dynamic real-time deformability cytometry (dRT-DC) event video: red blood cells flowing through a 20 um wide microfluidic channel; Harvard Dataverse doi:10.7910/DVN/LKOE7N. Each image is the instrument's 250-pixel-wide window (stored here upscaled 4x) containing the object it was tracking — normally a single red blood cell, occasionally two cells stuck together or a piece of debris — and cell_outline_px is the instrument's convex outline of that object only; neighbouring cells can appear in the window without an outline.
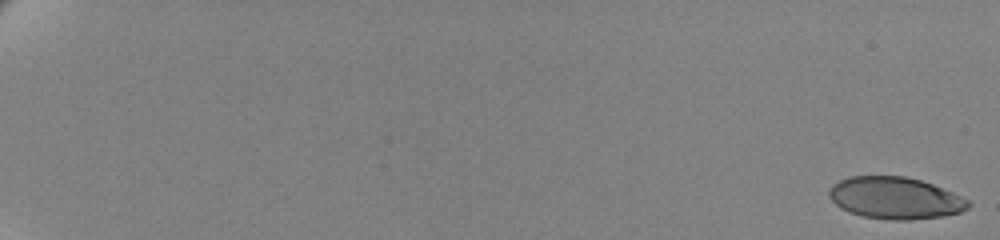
{"species": "human", "species_latin": "Homo sapiens", "temperature_condition": "cold", "stored_images_in_passage": 62, "camera_frame_rate_fps": 3000, "um_per_image_px": 0.085, "donor": {"sex": "female"}, "frame": {"image": 1, "passage_image": 1, "time_ms": 0.0, "image_size_px": [1000, 240], "cell_outline_px": [[972, 204], [968, 208], [960, 212], [940, 216], [908, 220], [892, 220], [864, 216], [848, 212], [840, 208], [828, 196], [828, 192], [832, 184], [848, 176], [904, 176], [920, 180], [932, 184], [952, 192], [968, 200]], "centroid_in_image_um": [76.06, 16.82], "position_along_channel_um": 8.9, "area_um2": 33.87}}
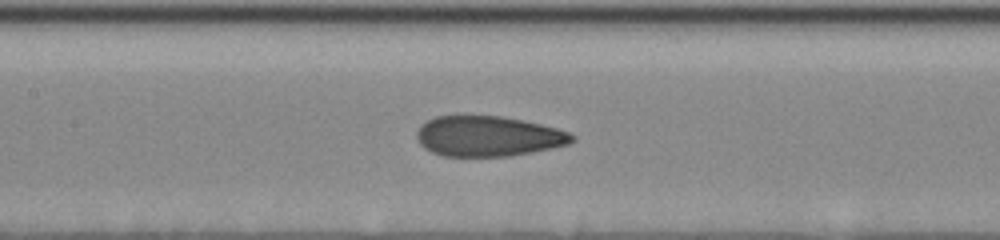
{"frame": {"image": 2, "passage_image": 34, "time_ms": 11.0, "image_size_px": [1000, 240], "cell_outline_px": [[576, 140], [568, 144], [532, 152], [512, 156], [444, 156], [432, 152], [424, 148], [420, 144], [416, 136], [416, 132], [420, 124], [436, 116], [500, 116], [524, 120], [556, 128], [568, 132], [576, 136]], "centroid_in_image_um": [41.48, 11.58], "position_along_channel_um": 165.9, "area_um2": 36.53}}
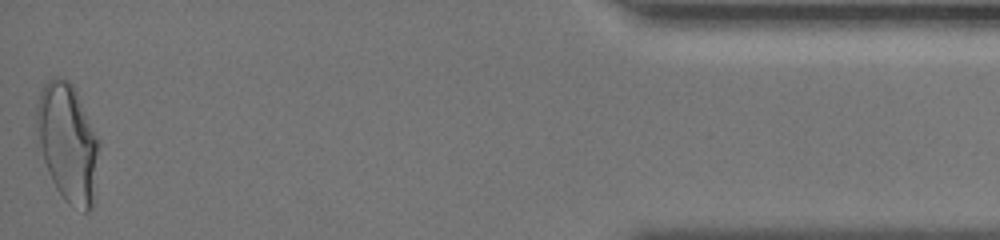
{"frame": {"image": 3, "passage_image": 62, "time_ms": 20.333, "image_size_px": [1000, 240], "cell_outline_px": [[100, 144], [92, 208], [88, 212], [84, 212], [68, 204], [64, 200], [56, 188], [36, 148], [36, 108], [40, 92], [44, 84], [48, 80], [56, 76], [68, 80], [72, 84], [100, 140]], "centroid_in_image_um": [5.73, 12.14], "position_along_channel_um": 429.5, "area_um2": 43.64}, "authors_computed_cell_mechanics": {"area_um2": 36.7608, "velocity_mm_per_s": 3.4612, "shape_relaxation_time_tau1_ms": 6.4052, "shape_relaxation_time_tau2_ms": 0.8529, "deformation_change_tau1": 0.1876, "deformation_change_tau2": 0.0689}}